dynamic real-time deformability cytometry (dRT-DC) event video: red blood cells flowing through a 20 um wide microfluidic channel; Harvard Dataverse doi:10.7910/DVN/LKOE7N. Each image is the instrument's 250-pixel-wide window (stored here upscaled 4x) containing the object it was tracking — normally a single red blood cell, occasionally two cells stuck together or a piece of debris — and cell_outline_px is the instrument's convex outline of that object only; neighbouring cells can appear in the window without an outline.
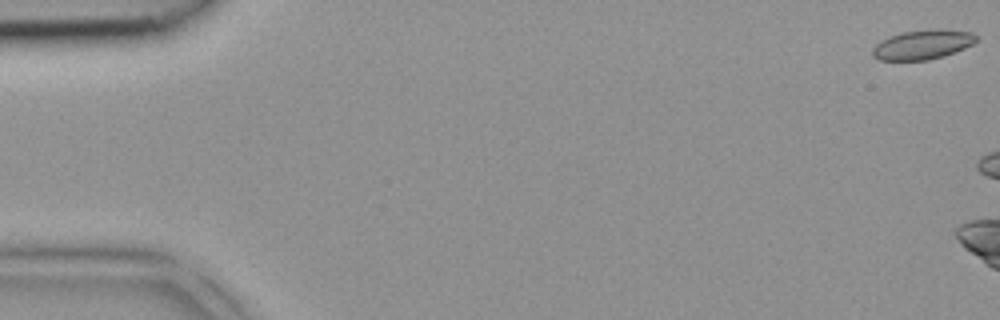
{"species": "common noctule bat (a hibernating species)", "species_latin": "Nyctalus noctula", "temperature_condition": "room temperature", "stored_images_in_passage": 4, "camera_frame_rate_fps": 3000, "um_per_image_px": 0.085, "animal": {"sex": "female", "body_mass_g": 18.4}, "frame": {"image": 1, "passage_image": 1, "time_ms": 0.0, "image_size_px": [1000, 320], "cell_outline_px": [[976, 40], [972, 44], [956, 52], [944, 56], [928, 60], [880, 60], [872, 56], [872, 48], [880, 40], [888, 36], [900, 32], [932, 28], [940, 28], [972, 32], [976, 36]], "centroid_in_image_um": [78.4, 3.77], "position_along_channel_um": 6.6, "area_um2": 18.15}}